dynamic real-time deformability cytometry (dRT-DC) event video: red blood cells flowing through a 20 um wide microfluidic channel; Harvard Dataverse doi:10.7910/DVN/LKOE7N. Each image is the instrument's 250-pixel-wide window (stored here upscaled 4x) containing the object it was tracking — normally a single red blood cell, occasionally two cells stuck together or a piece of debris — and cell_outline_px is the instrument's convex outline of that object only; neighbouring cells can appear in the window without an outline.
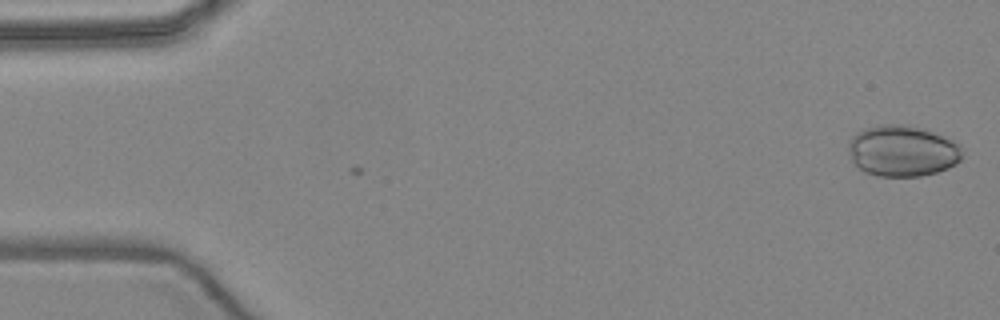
{"species": "common noctule bat (a hibernating species)", "species_latin": "Nyctalus noctula", "temperature_condition": "warm", "stored_images_in_passage": 2, "camera_frame_rate_fps": 3000, "um_per_image_px": 0.085, "animal": {"sex": "female", "body_mass_g": 24.6, "forearm_length_mm": 56.2}, "frame": {"image": 1, "passage_image": 2, "time_ms": 1.0, "image_size_px": [1000, 320], "cell_outline_px": [[960, 160], [956, 164], [948, 168], [936, 172], [920, 176], [880, 176], [864, 172], [856, 168], [852, 160], [848, 148], [848, 144], [852, 136], [856, 132], [864, 128], [880, 124], [900, 124], [924, 128], [952, 140], [960, 148]], "centroid_in_image_um": [76.65, 12.82], "position_along_channel_um": 8.4, "area_um2": 33.93}}